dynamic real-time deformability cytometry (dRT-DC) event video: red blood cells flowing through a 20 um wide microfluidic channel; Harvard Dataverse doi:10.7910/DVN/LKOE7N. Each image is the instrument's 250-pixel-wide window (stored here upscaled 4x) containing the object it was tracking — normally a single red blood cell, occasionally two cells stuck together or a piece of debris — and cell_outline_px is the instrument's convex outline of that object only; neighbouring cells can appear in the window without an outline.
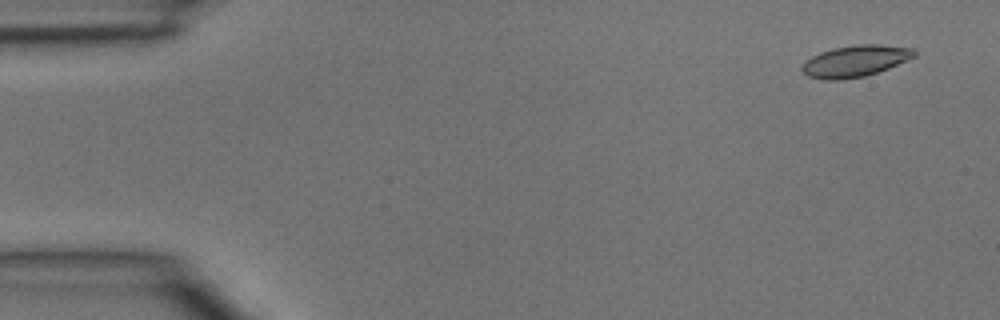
{"species": "common noctule bat (a hibernating species)", "species_latin": "Nyctalus noctula", "temperature_condition": "room temperature", "stored_images_in_passage": 43, "camera_frame_rate_fps": 3000, "um_per_image_px": 0.085, "animal": {"sex": "male", "body_mass_g": 15.6}, "frame": {"image": 1, "passage_image": 3, "time_ms": 0.667, "image_size_px": [1000, 320], "cell_outline_px": [[916, 56], [908, 60], [888, 68], [864, 76], [840, 80], [824, 80], [808, 76], [800, 68], [812, 56], [820, 52], [832, 48], [856, 44], [880, 44], [912, 48], [916, 52]], "centroid_in_image_um": [72.7, 5.18], "position_along_channel_um": 12.3, "area_um2": 20.52}}
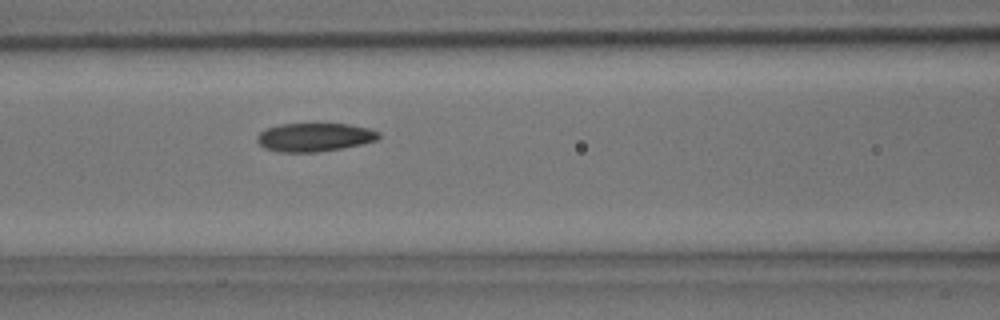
{"frame": {"image": 2, "passage_image": 19, "time_ms": 6.0, "image_size_px": [1000, 320], "cell_outline_px": [[380, 136], [376, 140], [344, 148], [316, 152], [280, 152], [264, 148], [256, 140], [256, 136], [264, 128], [280, 124], [348, 124], [368, 128], [380, 132]], "centroid_in_image_um": [26.7, 11.66], "position_along_channel_um": 139.9, "area_um2": 20.23}}
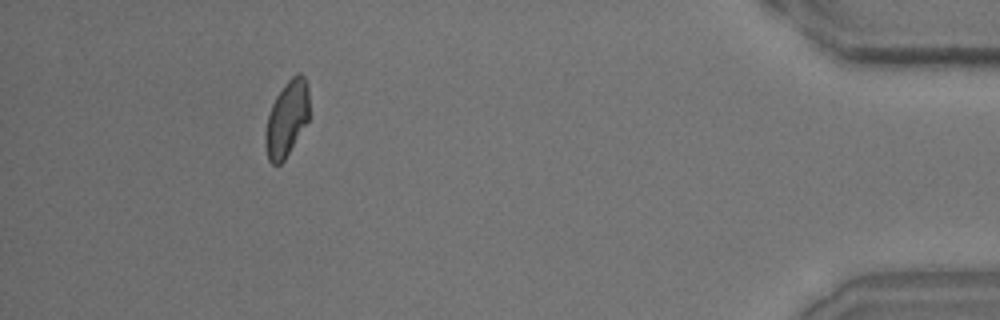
{"frame": {"image": 3, "passage_image": 41, "time_ms": 13.333, "image_size_px": [1000, 320], "cell_outline_px": [[308, 120], [284, 160], [280, 164], [272, 164], [268, 160], [264, 140], [264, 132], [268, 116], [272, 104], [276, 96], [284, 84], [296, 72], [300, 72], [304, 76], [308, 84]], "centroid_in_image_um": [24.36, 10.06], "position_along_channel_um": 410.8, "area_um2": 19.31}}